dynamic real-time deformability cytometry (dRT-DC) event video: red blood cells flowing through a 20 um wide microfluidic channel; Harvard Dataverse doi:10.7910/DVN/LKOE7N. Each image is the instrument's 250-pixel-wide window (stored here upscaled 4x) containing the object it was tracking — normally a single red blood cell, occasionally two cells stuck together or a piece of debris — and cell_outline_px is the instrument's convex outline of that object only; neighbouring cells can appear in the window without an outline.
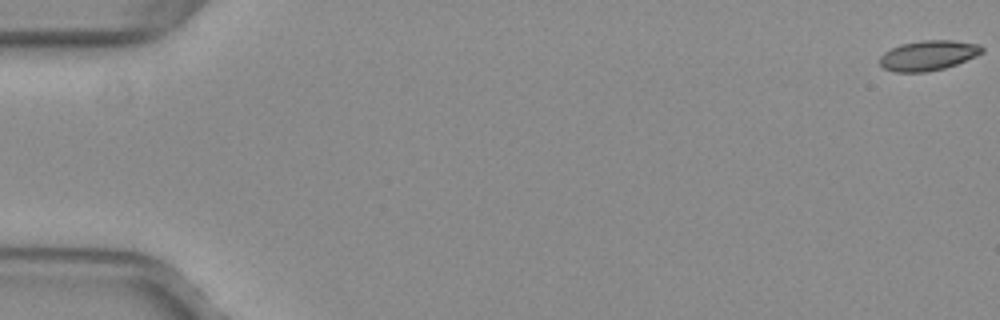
{"species": "common noctule bat (a hibernating species)", "species_latin": "Nyctalus noctula", "temperature_condition": "warm", "stored_images_in_passage": 13, "camera_frame_rate_fps": 3000, "um_per_image_px": 0.085, "animal": {"sex": "female", "body_mass_g": 29.2, "forearm_length_mm": 56.3}, "frame": {"image": 1, "passage_image": 1, "time_ms": 0.0, "image_size_px": [1000, 320], "cell_outline_px": [[984, 52], [976, 56], [956, 64], [944, 68], [928, 72], [896, 72], [884, 68], [880, 64], [880, 56], [884, 52], [900, 44], [920, 40], [952, 40], [980, 44], [984, 48]], "centroid_in_image_um": [78.92, 4.7], "position_along_channel_um": 6.1, "area_um2": 17.98}}